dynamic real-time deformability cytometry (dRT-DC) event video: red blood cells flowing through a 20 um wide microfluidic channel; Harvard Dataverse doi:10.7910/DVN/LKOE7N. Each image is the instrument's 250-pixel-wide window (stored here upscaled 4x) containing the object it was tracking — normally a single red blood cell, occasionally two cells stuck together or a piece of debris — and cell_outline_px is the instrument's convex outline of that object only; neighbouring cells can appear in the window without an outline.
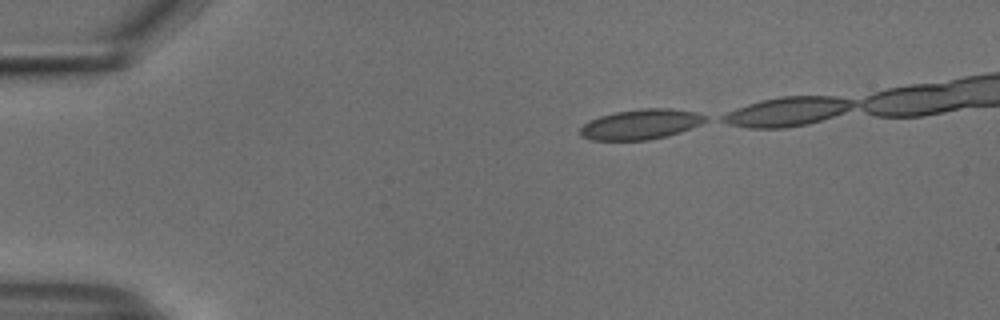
{"species": "common noctule bat (a hibernating species)", "species_latin": "Nyctalus noctula", "temperature_condition": "cold", "stored_images_in_passage": 25, "camera_frame_rate_fps": 3000, "um_per_image_px": 0.085, "animal": {"sex": "male", "body_mass_g": 18.8}, "frame": {"image": 1, "passage_image": 1, "time_ms": 0.0, "image_size_px": [1000, 320], "cell_outline_px": [[708, 120], [692, 128], [668, 136], [648, 140], [592, 140], [580, 136], [580, 128], [584, 124], [600, 116], [616, 112], [644, 108], [672, 108], [696, 112], [708, 116]], "centroid_in_image_um": [54.51, 10.56], "position_along_channel_um": 30.5, "area_um2": 22.02}}
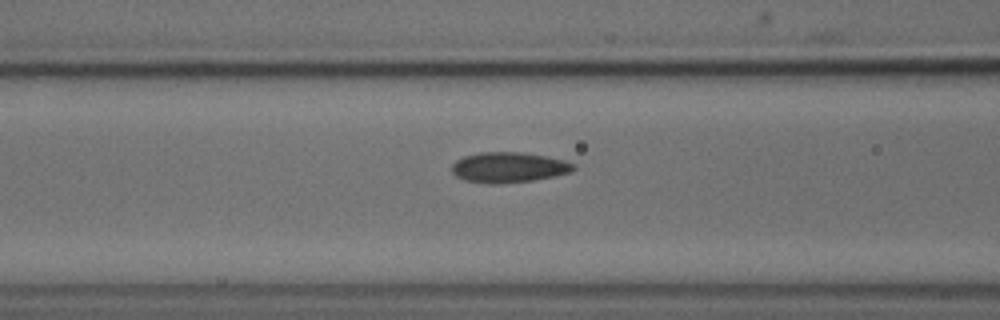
{"frame": {"image": 2, "passage_image": 13, "time_ms": 4.0, "image_size_px": [1000, 320], "cell_outline_px": [[576, 168], [572, 172], [532, 180], [500, 184], [488, 184], [464, 180], [456, 176], [452, 172], [452, 164], [456, 160], [464, 156], [480, 152], [520, 152], [544, 156], [564, 160], [572, 164]], "centroid_in_image_um": [43.2, 14.23], "position_along_channel_um": 123.4, "area_um2": 21.44}}
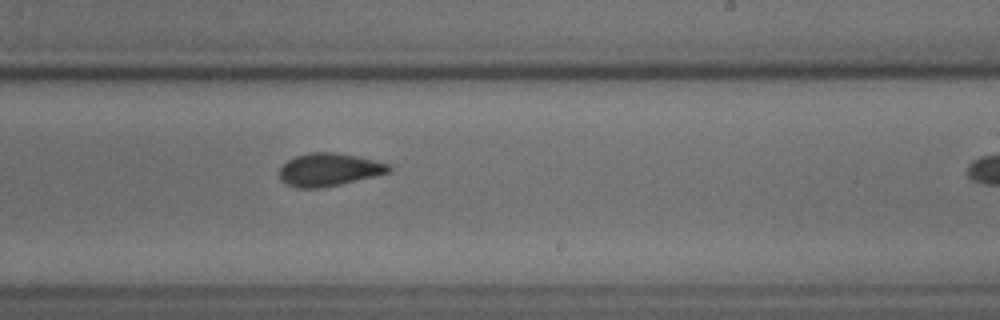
{"frame": {"image": 3, "passage_image": 24, "time_ms": 7.667, "image_size_px": [1000, 320], "cell_outline_px": [[392, 168], [388, 172], [376, 176], [340, 184], [320, 188], [296, 188], [280, 180], [280, 168], [288, 160], [296, 156], [308, 152], [332, 152], [356, 156], [392, 164]], "centroid_in_image_um": [27.98, 14.42], "position_along_channel_um": 261.0, "area_um2": 20.92}}